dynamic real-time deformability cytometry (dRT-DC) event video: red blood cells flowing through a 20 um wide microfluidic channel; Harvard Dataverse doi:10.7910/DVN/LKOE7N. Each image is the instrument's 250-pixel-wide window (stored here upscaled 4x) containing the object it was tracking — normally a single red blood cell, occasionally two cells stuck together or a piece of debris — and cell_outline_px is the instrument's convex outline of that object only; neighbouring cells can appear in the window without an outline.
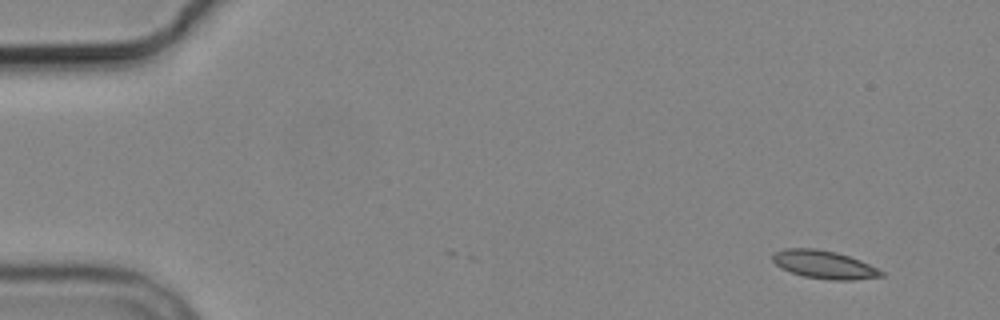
{"species": "common noctule bat (a hibernating species)", "species_latin": "Nyctalus noctula", "temperature_condition": "cold", "stored_images_in_passage": 2, "camera_frame_rate_fps": 3000, "um_per_image_px": 0.085, "animal": {"sex": "male", "body_mass_g": 19.2, "forearm_length_mm": 51.8}, "frame": {"image": 1, "passage_image": 2, "time_ms": 1.0, "image_size_px": [1000, 320], "cell_outline_px": [[884, 276], [852, 280], [832, 280], [804, 276], [780, 268], [772, 260], [772, 252], [784, 248], [816, 248], [836, 252], [860, 260], [884, 272]], "centroid_in_image_um": [70.01, 22.48], "position_along_channel_um": 15.0, "area_um2": 17.74}}